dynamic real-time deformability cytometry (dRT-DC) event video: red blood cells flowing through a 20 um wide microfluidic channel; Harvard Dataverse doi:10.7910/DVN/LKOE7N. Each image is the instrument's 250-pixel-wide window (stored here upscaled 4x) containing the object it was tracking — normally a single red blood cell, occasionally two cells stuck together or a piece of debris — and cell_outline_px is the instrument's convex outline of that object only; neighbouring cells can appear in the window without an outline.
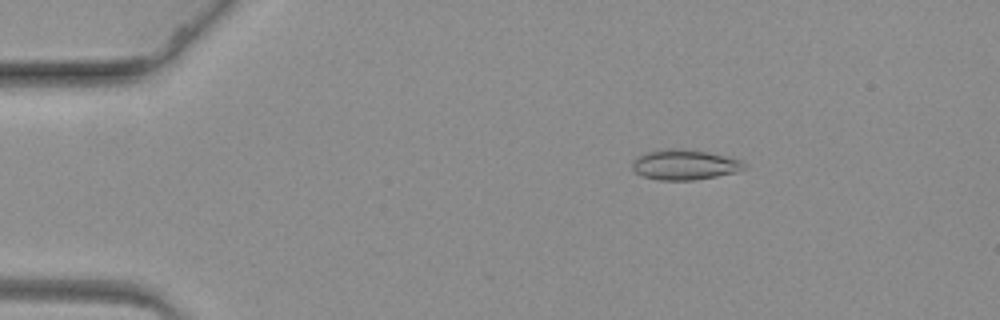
{"species": "common noctule bat (a hibernating species)", "species_latin": "Nyctalus noctula", "temperature_condition": "warm", "stored_images_in_passage": 40, "camera_frame_rate_fps": 3000, "um_per_image_px": 0.085, "animal": {"sex": "female", "body_mass_g": 19.3, "forearm_length_mm": 54.1}, "frame": {"image": 1, "passage_image": 11, "time_ms": 3.333, "image_size_px": [1000, 320], "cell_outline_px": [[748, 168], [736, 172], [716, 176], [692, 180], [656, 180], [644, 176], [636, 172], [632, 168], [632, 160], [636, 156], [644, 152], [664, 148], [688, 148], [708, 152], [740, 160]], "centroid_in_image_um": [58.14, 13.98], "position_along_channel_um": 26.9, "area_um2": 19.94}}
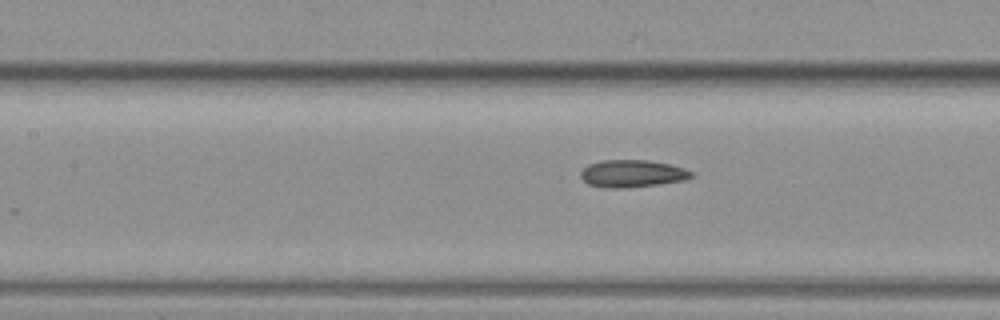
{"frame": {"image": 2, "passage_image": 29, "time_ms": 9.333, "image_size_px": [1000, 320], "cell_outline_px": [[696, 176], [684, 180], [656, 184], [620, 188], [604, 188], [588, 184], [580, 176], [580, 172], [588, 164], [604, 160], [648, 160], [668, 164], [684, 168], [692, 172]], "centroid_in_image_um": [53.73, 14.75], "position_along_channel_um": 153.7, "area_um2": 17.51}}
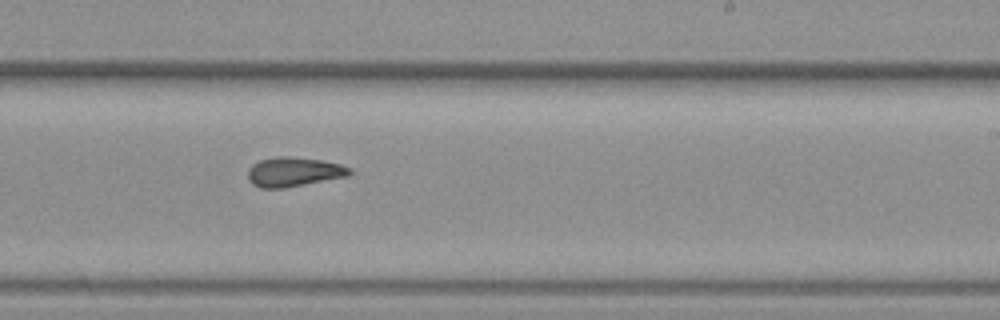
{"frame": {"image": 3, "passage_image": 39, "time_ms": 12.667, "image_size_px": [1000, 320], "cell_outline_px": [[352, 172], [348, 176], [284, 188], [260, 188], [252, 184], [248, 180], [248, 168], [252, 164], [260, 160], [276, 156], [288, 156], [320, 160], [340, 164], [352, 168]], "centroid_in_image_um": [24.95, 14.61], "position_along_channel_um": 264.1, "area_um2": 17.51}}